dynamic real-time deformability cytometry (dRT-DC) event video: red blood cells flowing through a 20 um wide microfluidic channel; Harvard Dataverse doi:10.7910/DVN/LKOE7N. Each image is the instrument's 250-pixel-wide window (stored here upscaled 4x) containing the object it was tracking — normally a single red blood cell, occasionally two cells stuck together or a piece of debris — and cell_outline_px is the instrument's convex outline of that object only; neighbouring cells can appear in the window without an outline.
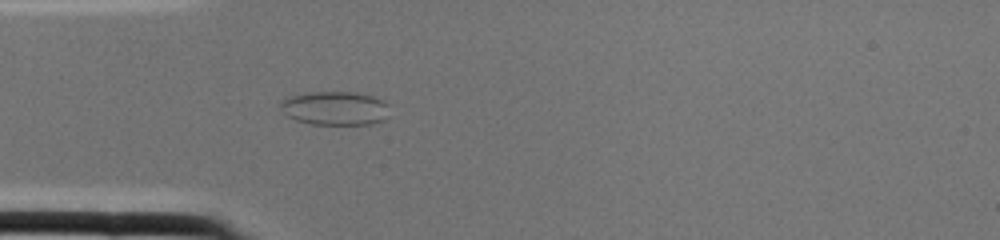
{"species": "common noctule bat (a hibernating species)", "species_latin": "Nyctalus noctula", "temperature_condition": "cold", "stored_images_in_passage": 1, "camera_frame_rate_fps": 3000, "um_per_image_px": 0.085, "animal": {"sex": "female", "body_mass_g": 22.0, "forearm_length_mm": 56.7}, "frame": {"image": 1, "passage_image": 1, "time_ms": 0.0, "image_size_px": [1000, 240], "cell_outline_px": [[388, 104], [384, 120], [372, 124], [312, 124], [296, 120], [288, 116], [284, 112], [280, 104], [280, 100], [288, 96], [308, 92], [356, 92], [372, 96], [384, 100]], "centroid_in_image_um": [28.46, 9.19], "position_along_channel_um": 56.5, "area_um2": 21.44}}